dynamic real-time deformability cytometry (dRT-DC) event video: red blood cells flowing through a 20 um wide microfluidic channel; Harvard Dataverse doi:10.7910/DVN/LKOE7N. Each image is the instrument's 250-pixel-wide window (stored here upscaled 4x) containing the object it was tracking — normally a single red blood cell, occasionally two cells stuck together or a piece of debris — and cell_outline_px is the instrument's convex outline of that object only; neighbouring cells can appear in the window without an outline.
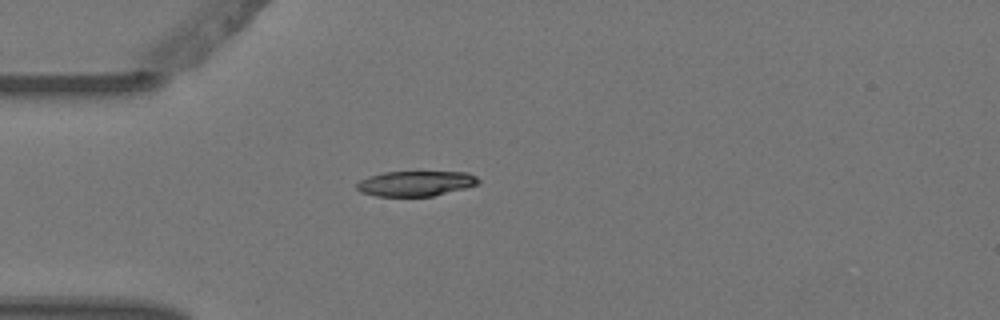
{"species": "Egyptian fruit bat (a non-hibernating species)", "species_latin": "Rousettus aegyptiacus", "temperature_condition": "warm", "stored_images_in_passage": 2, "camera_frame_rate_fps": 3000, "um_per_image_px": 0.085, "animal": {"sex": "female"}, "frame": {"image": 1, "passage_image": 1, "time_ms": 0.0, "image_size_px": [1000, 320], "cell_outline_px": [[480, 184], [432, 196], [376, 196], [360, 192], [356, 188], [356, 184], [360, 180], [368, 176], [384, 172], [468, 172], [476, 176], [480, 180]], "centroid_in_image_um": [35.32, 15.59], "position_along_channel_um": 49.7, "area_um2": 17.86}}